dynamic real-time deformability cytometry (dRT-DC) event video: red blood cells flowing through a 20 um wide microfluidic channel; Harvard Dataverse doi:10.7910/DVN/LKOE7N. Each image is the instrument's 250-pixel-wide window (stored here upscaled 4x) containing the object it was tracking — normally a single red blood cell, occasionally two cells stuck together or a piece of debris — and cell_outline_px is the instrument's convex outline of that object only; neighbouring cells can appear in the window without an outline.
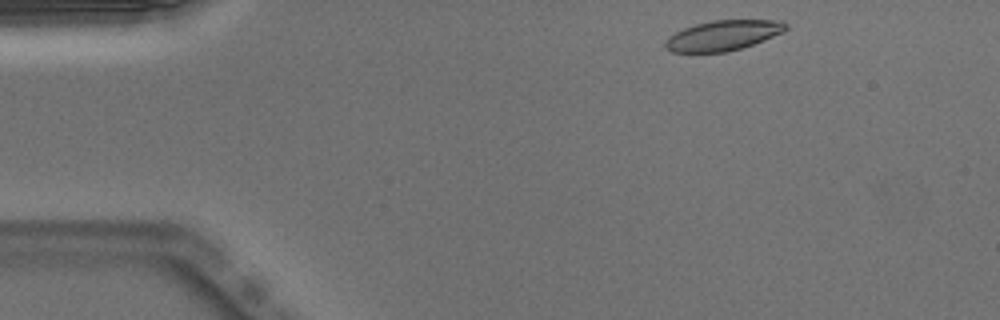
{"species": "Egyptian fruit bat (a non-hibernating species)", "species_latin": "Rousettus aegyptiacus", "temperature_condition": "warm", "stored_images_in_passage": 45, "camera_frame_rate_fps": 3000, "um_per_image_px": 0.085, "animal": {"sex": "male"}, "frame": {"image": 1, "passage_image": 2, "time_ms": 0.333, "image_size_px": [1000, 320], "cell_outline_px": [[788, 28], [784, 32], [764, 40], [728, 52], [672, 52], [664, 48], [664, 40], [668, 36], [684, 28], [696, 24], [712, 20], [780, 20], [788, 24]], "centroid_in_image_um": [61.45, 3.01], "position_along_channel_um": 23.5, "area_um2": 21.27}}
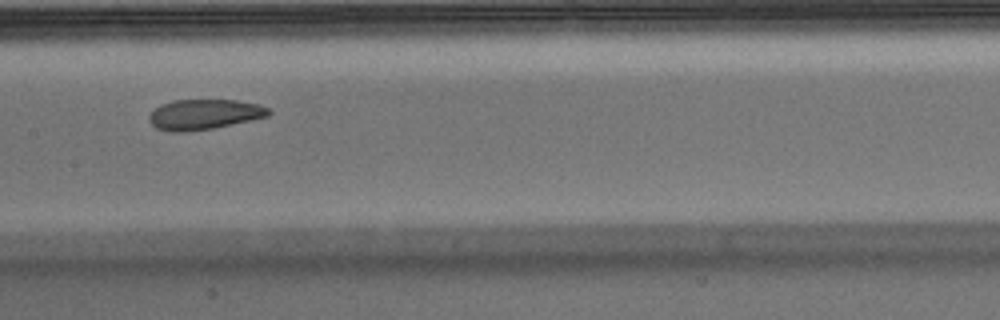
{"frame": {"image": 2, "passage_image": 20, "time_ms": 6.333, "image_size_px": [1000, 320], "cell_outline_px": [[272, 112], [268, 116], [212, 128], [188, 132], [172, 132], [156, 128], [148, 120], [148, 116], [160, 104], [172, 100], [236, 100], [260, 104], [268, 108]], "centroid_in_image_um": [17.33, 9.72], "position_along_channel_um": 190.1, "area_um2": 21.04}}
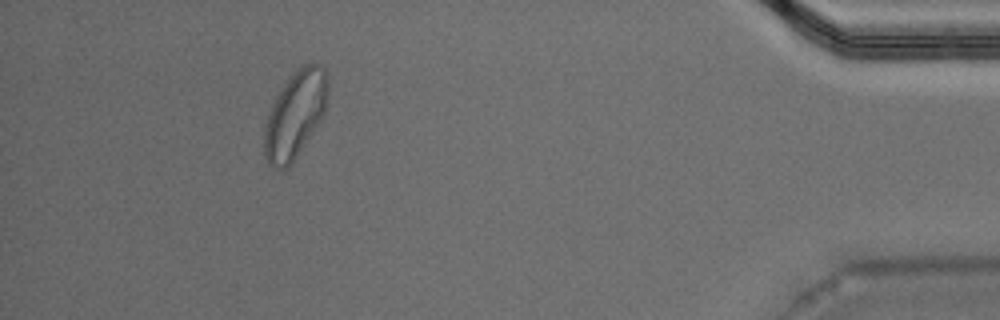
{"frame": {"image": 3, "passage_image": 41, "time_ms": 13.333, "image_size_px": [1000, 320], "cell_outline_px": [[328, 96], [324, 112], [320, 120], [292, 164], [284, 172], [272, 168], [268, 164], [264, 156], [264, 128], [272, 104], [284, 84], [296, 68], [304, 64], [316, 64], [324, 68], [328, 72]], "centroid_in_image_um": [25.08, 9.78], "position_along_channel_um": 410.1, "area_um2": 32.31}, "authors_computed_cell_mechanics": {"area_um2": 22.1952, "velocity_mm_per_s": 3.9657, "shape_relaxation_time_tau1_ms": 6.7849, "shape_relaxation_time_tau2_ms": 2.2245, "deformation_change_tau1": 0.1459, "deformation_change_tau2": 0.0787}}